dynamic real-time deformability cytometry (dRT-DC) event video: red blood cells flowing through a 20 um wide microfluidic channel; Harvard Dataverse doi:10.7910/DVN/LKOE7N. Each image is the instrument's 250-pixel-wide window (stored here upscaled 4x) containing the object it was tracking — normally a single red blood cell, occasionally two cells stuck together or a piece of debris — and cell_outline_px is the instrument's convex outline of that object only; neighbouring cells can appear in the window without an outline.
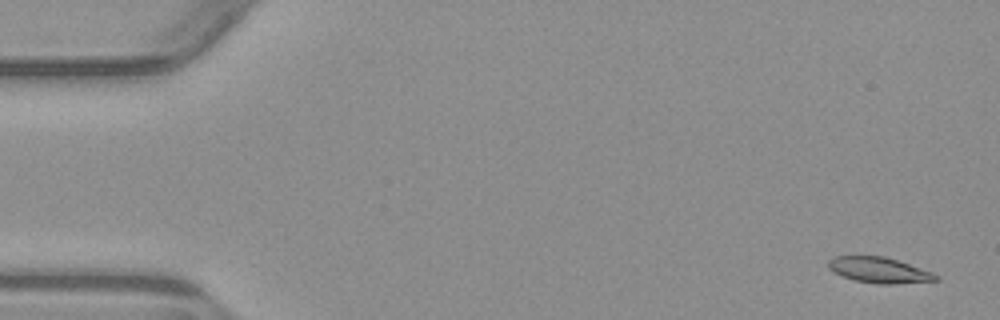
{"species": "common noctule bat (a hibernating species)", "species_latin": "Nyctalus noctula", "temperature_condition": "warm", "stored_images_in_passage": 5, "camera_frame_rate_fps": 3000, "um_per_image_px": 0.085, "animal": {"sex": "male", "body_mass_g": 23.1, "forearm_length_mm": 52.7}, "frame": {"image": 1, "passage_image": 1, "time_ms": 0.0, "image_size_px": [1000, 320], "cell_outline_px": [[940, 280], [892, 284], [880, 284], [856, 280], [832, 272], [828, 268], [828, 260], [836, 256], [884, 256], [932, 272], [940, 276]], "centroid_in_image_um": [74.73, 22.96], "position_along_channel_um": 10.3, "area_um2": 15.9}}
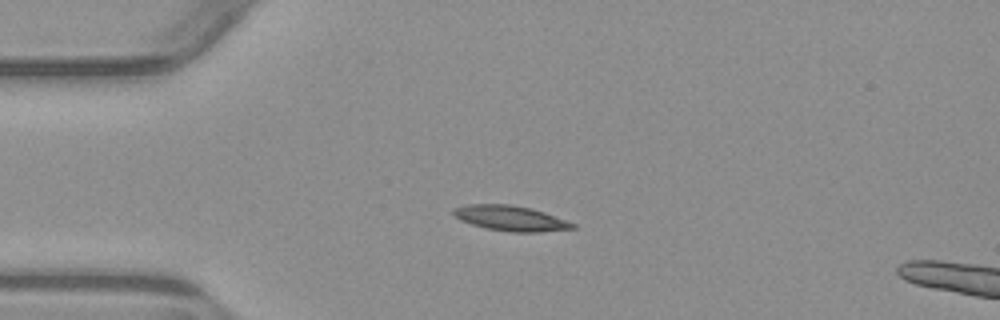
{"frame": {"image": 2, "passage_image": 4, "time_ms": 3.667, "image_size_px": [1000, 320], "cell_outline_px": [[576, 228], [540, 232], [508, 232], [484, 228], [460, 220], [452, 212], [452, 208], [468, 204], [508, 204], [532, 208], [544, 212], [576, 224]], "centroid_in_image_um": [43.39, 18.55], "position_along_channel_um": 41.6, "area_um2": 17.57}}